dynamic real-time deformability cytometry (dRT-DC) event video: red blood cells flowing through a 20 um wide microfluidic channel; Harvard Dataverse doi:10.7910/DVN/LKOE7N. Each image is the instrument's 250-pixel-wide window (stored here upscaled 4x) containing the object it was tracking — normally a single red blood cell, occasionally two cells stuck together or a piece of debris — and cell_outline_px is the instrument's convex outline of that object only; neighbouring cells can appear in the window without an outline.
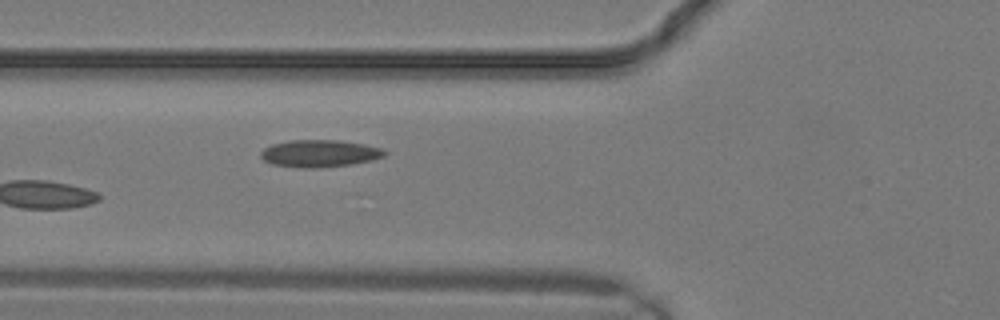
{"species": "common noctule bat (a hibernating species)", "species_latin": "Nyctalus noctula", "temperature_condition": "warm", "stored_images_in_passage": 5, "camera_frame_rate_fps": 3000, "um_per_image_px": 0.085, "animal": {"sex": "male", "body_mass_g": 19.2, "forearm_length_mm": 51.8}, "frame": {"image": 1, "passage_image": 5, "time_ms": 1.333, "image_size_px": [1000, 320], "cell_outline_px": [[388, 152], [384, 156], [372, 160], [352, 164], [320, 168], [300, 168], [272, 164], [264, 160], [260, 156], [260, 152], [264, 148], [272, 144], [292, 140], [340, 140], [364, 144], [380, 148]], "centroid_in_image_um": [27.16, 13.05], "position_along_channel_um": 98.6, "area_um2": 19.71}}